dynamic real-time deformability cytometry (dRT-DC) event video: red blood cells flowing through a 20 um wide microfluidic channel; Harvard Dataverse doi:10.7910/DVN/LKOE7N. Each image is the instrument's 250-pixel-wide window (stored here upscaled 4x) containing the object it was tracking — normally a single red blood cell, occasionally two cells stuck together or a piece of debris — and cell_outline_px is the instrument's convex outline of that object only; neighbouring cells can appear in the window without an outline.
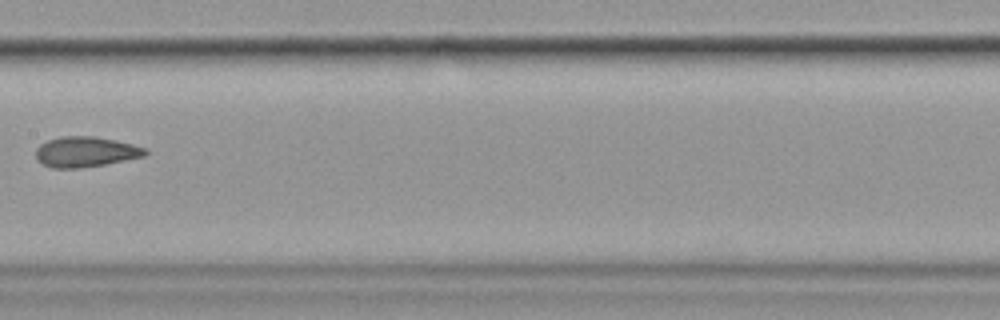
{"species": "common noctule bat (a hibernating species)", "species_latin": "Nyctalus noctula", "temperature_condition": "cold", "stored_images_in_passage": 10, "camera_frame_rate_fps": 3000, "um_per_image_px": 0.085, "animal": {"sex": "female", "body_mass_g": 19.9}, "frame": {"image": 1, "passage_image": 9, "time_ms": 9.333, "image_size_px": [1000, 320], "cell_outline_px": [[148, 152], [144, 156], [104, 164], [80, 168], [52, 168], [36, 160], [36, 148], [40, 144], [48, 140], [60, 136], [96, 136], [116, 140], [148, 148]], "centroid_in_image_um": [7.27, 12.89], "position_along_channel_um": 200.1, "area_um2": 19.42}}
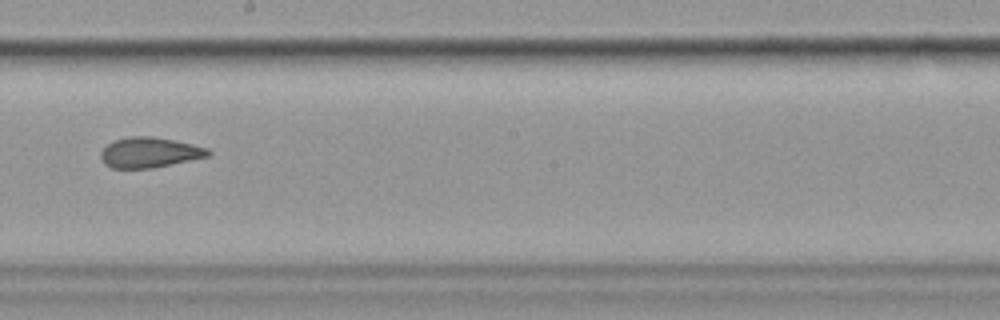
{"frame": {"image": 2, "passage_image": 10, "time_ms": 10.333, "image_size_px": [1000, 320], "cell_outline_px": [[212, 152], [208, 156], [152, 168], [112, 168], [104, 164], [100, 160], [100, 152], [108, 144], [116, 140], [132, 136], [152, 136], [192, 144], [208, 148]], "centroid_in_image_um": [12.68, 12.96], "position_along_channel_um": 235.5, "area_um2": 18.79}}